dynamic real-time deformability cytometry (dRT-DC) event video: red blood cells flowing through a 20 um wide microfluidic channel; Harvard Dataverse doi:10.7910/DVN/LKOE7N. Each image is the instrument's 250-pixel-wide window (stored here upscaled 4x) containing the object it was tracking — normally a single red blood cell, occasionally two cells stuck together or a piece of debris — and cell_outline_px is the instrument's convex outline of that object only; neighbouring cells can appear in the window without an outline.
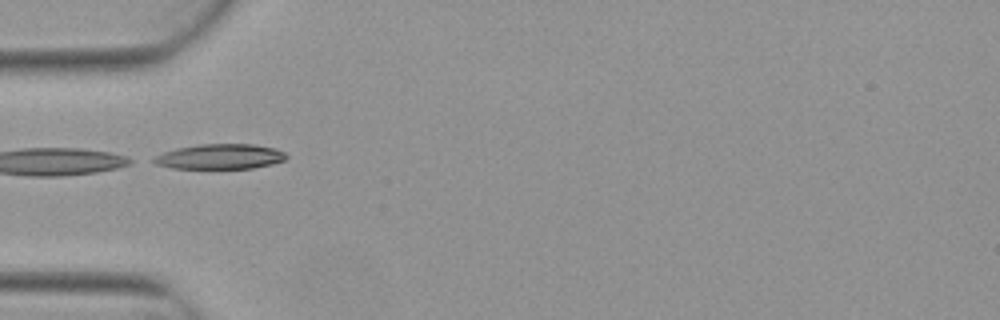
{"species": "Egyptian fruit bat (a non-hibernating species)", "species_latin": "Rousettus aegyptiacus", "temperature_condition": "warm", "stored_images_in_passage": 3, "segment_of_instrument_passage": [2, 2], "camera_frame_rate_fps": 3000, "um_per_image_px": 0.085, "animal": {"sex": "female"}, "frame": {"image": 1, "passage_image": 3, "time_ms": 0.667, "image_size_px": [1000, 320], "cell_outline_px": [[288, 156], [284, 160], [272, 164], [252, 168], [172, 168], [156, 164], [148, 160], [164, 152], [176, 148], [200, 144], [252, 144], [276, 148], [284, 152]], "centroid_in_image_um": [18.69, 13.3], "position_along_channel_um": 66.3, "area_um2": 19.36}}